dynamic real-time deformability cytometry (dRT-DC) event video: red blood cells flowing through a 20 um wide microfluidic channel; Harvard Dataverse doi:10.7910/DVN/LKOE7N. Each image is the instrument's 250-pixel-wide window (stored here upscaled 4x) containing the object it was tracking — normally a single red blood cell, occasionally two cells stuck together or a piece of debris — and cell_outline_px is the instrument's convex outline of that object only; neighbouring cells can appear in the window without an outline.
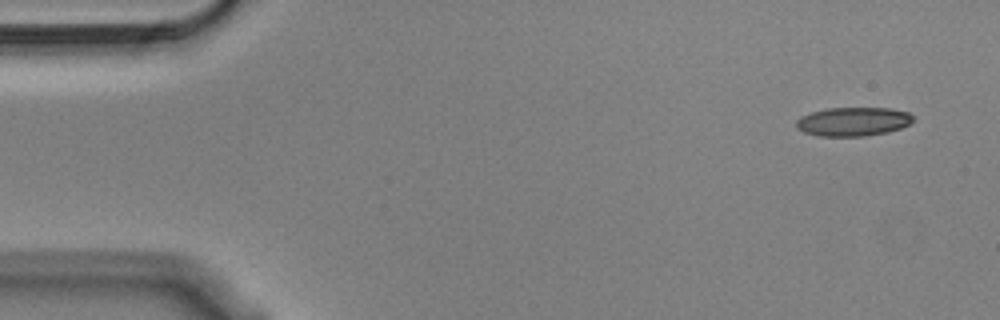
{"species": "Egyptian fruit bat (a non-hibernating species)", "species_latin": "Rousettus aegyptiacus", "temperature_condition": "cold", "stored_images_in_passage": 52, "camera_frame_rate_fps": 3000, "um_per_image_px": 0.085, "animal": {"sex": "male"}, "frame": {"image": 1, "passage_image": 1, "time_ms": 0.0, "image_size_px": [1000, 320], "cell_outline_px": [[912, 120], [908, 124], [900, 128], [888, 132], [864, 136], [816, 136], [804, 132], [796, 128], [796, 120], [800, 116], [812, 112], [828, 108], [888, 108], [908, 112], [912, 116]], "centroid_in_image_um": [72.47, 10.34], "position_along_channel_um": 12.5, "area_um2": 19.59}}
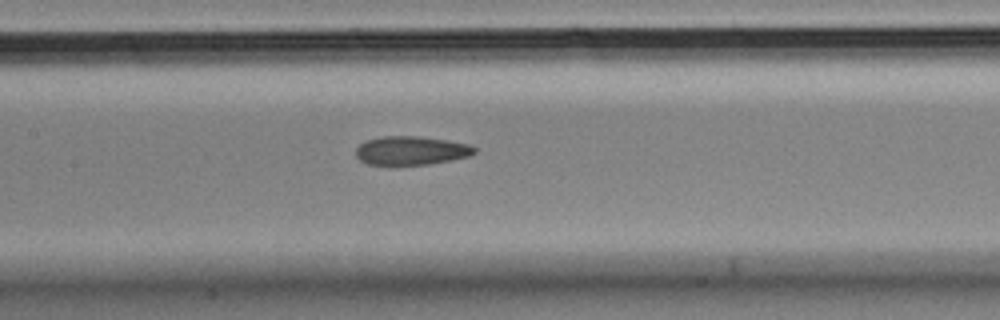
{"frame": {"image": 2, "passage_image": 23, "time_ms": 7.333, "image_size_px": [1000, 320], "cell_outline_px": [[476, 152], [468, 156], [452, 160], [428, 164], [368, 164], [360, 160], [356, 156], [356, 148], [360, 144], [368, 140], [380, 136], [416, 136], [472, 144], [476, 148]], "centroid_in_image_um": [34.96, 12.79], "position_along_channel_um": 172.4, "area_um2": 19.65}}
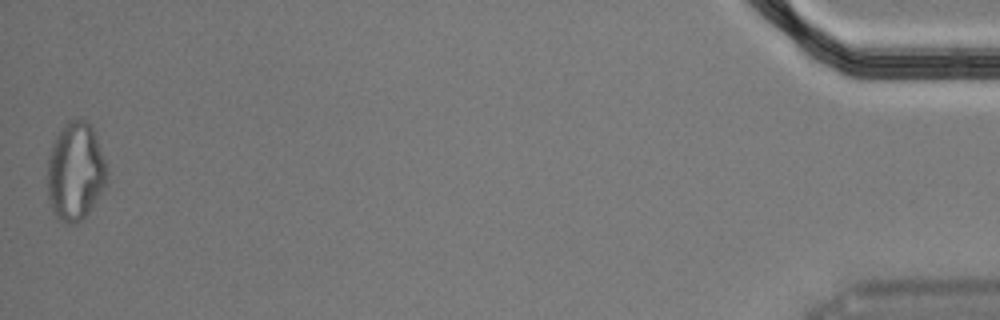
{"frame": {"image": 3, "passage_image": 52, "time_ms": 17.0, "image_size_px": [1000, 320], "cell_outline_px": [[108, 180], [104, 188], [88, 212], [76, 224], [68, 224], [60, 220], [52, 212], [48, 200], [48, 156], [52, 144], [56, 136], [64, 124], [68, 120], [80, 116], [92, 128], [96, 136], [108, 168]], "centroid_in_image_um": [6.41, 14.56], "position_along_channel_um": 428.8, "area_um2": 34.33}, "authors_computed_cell_mechanics": {"area_um2": 20.7502, "velocity_mm_per_s": 3.645, "shape_relaxation_time_tau1_ms": null, "shape_relaxation_time_tau2_ms": 4.1369, "deformation_change_tau1": null, "deformation_change_tau2": 0.1165}}